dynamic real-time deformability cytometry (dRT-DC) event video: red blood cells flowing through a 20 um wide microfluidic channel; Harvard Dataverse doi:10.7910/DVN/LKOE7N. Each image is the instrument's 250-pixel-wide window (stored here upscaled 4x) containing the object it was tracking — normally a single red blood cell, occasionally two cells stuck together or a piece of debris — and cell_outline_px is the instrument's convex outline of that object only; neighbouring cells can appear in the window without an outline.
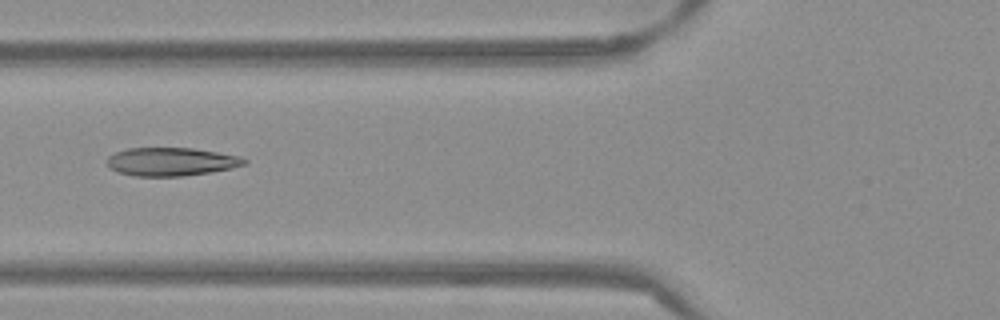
{"species": "Egyptian fruit bat (a non-hibernating species)", "species_latin": "Rousettus aegyptiacus", "temperature_condition": "warm", "stored_images_in_passage": 53, "camera_frame_rate_fps": 3000, "um_per_image_px": 0.085, "frame": {"image": 1, "passage_image": 21, "time_ms": 6.667, "image_size_px": [1000, 320], "cell_outline_px": [[248, 164], [232, 168], [212, 172], [184, 176], [132, 176], [116, 172], [108, 168], [104, 160], [108, 156], [116, 152], [128, 148], [192, 148], [240, 156], [248, 160]], "centroid_in_image_um": [14.51, 13.75], "position_along_channel_um": 111.3, "area_um2": 23.0}}
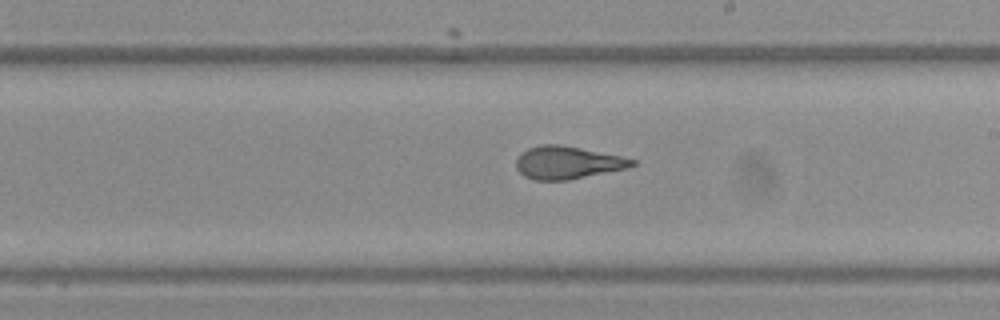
{"frame": {"image": 2, "passage_image": 31, "time_ms": 10.0, "image_size_px": [1000, 320], "cell_outline_px": [[636, 164], [628, 168], [568, 180], [536, 180], [524, 176], [516, 168], [516, 160], [520, 152], [528, 148], [540, 144], [560, 144], [620, 156], [636, 160]], "centroid_in_image_um": [48.21, 13.82], "position_along_channel_um": 240.8, "area_um2": 22.08}}
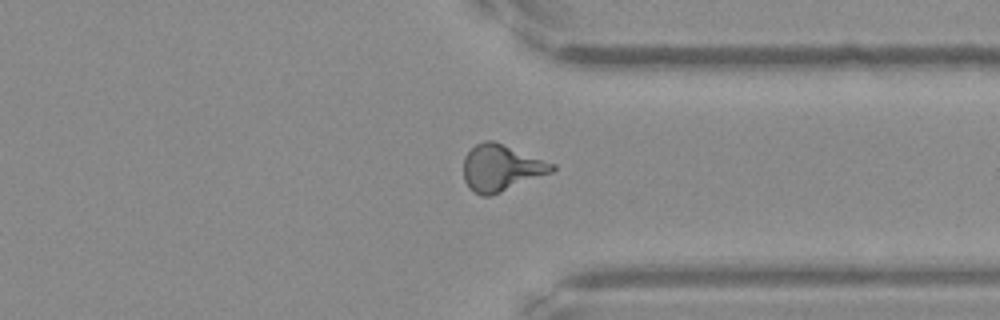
{"frame": {"image": 3, "passage_image": 41, "time_ms": 13.333, "image_size_px": [1000, 320], "cell_outline_px": [[556, 168], [552, 172], [492, 196], [480, 196], [468, 188], [464, 180], [464, 156], [476, 144], [484, 140], [496, 140], [556, 164]], "centroid_in_image_um": [42.6, 14.26], "position_along_channel_um": 368.8, "area_um2": 24.39}, "authors_computed_cell_mechanics": {"area_um2": 23.0622, "velocity_mm_per_s": 3.879, "shape_relaxation_time_tau1_ms": 6.8036, "shape_relaxation_time_tau2_ms": 1.5944, "deformation_change_tau1": 0.2373, "deformation_change_tau2": 0.0844}}